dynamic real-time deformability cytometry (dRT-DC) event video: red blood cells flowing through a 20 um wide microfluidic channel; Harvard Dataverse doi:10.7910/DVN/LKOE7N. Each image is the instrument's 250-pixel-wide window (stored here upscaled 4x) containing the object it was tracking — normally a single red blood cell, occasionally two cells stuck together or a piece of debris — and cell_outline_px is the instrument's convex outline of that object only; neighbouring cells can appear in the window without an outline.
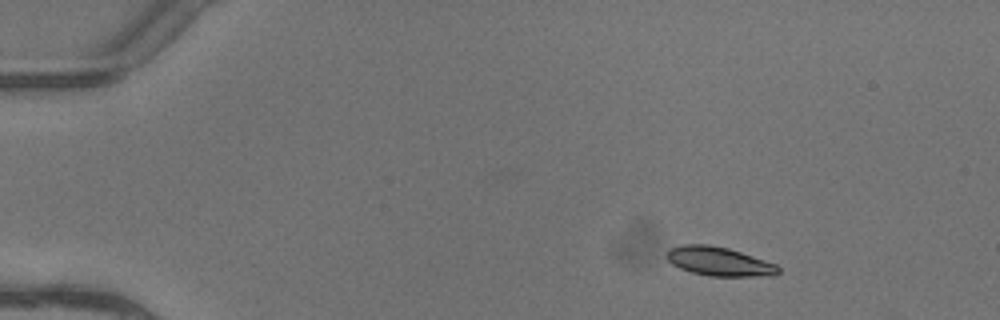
{"species": "common noctule bat (a hibernating species)", "species_latin": "Nyctalus noctula", "temperature_condition": "warm", "stored_images_in_passage": 6, "camera_frame_rate_fps": 3000, "um_per_image_px": 0.085, "animal": {"sex": "female"}, "frame": {"image": 1, "passage_image": 3, "time_ms": 0.667, "image_size_px": [1000, 320], "cell_outline_px": [[780, 272], [772, 276], [708, 276], [692, 272], [680, 268], [672, 264], [668, 260], [668, 248], [680, 244], [708, 244], [728, 248], [776, 264], [780, 268]], "centroid_in_image_um": [61.12, 22.22], "position_along_channel_um": 23.9, "area_um2": 18.79}}
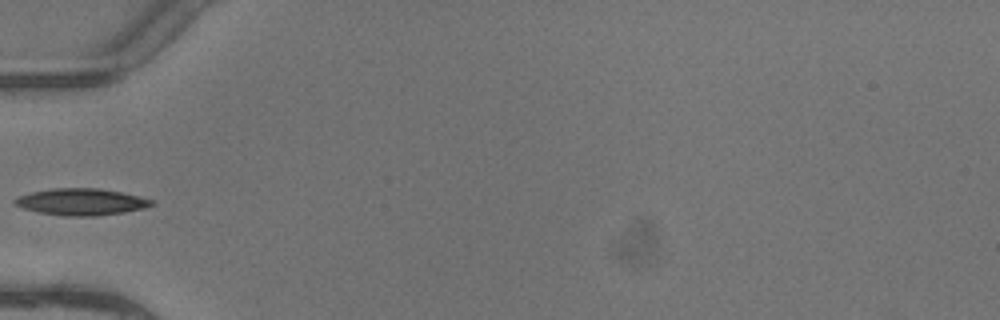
{"frame": {"image": 2, "passage_image": 6, "time_ms": 1.667, "image_size_px": [1000, 320], "cell_outline_px": [[156, 204], [144, 208], [124, 212], [96, 216], [64, 216], [40, 212], [24, 208], [12, 204], [12, 200], [20, 196], [32, 192], [52, 188], [96, 188], [120, 192], [140, 196], [152, 200]], "centroid_in_image_um": [6.91, 17.16], "position_along_channel_um": 78.1, "area_um2": 21.21}}